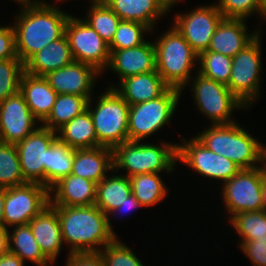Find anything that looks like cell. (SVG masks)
Instances as JSON below:
<instances>
[{"label":"cell","instance_id":"cell-1","mask_svg":"<svg viewBox=\"0 0 266 266\" xmlns=\"http://www.w3.org/2000/svg\"><path fill=\"white\" fill-rule=\"evenodd\" d=\"M14 15L16 52L25 64L34 54L65 34L71 13L45 0H20ZM58 5V6H57Z\"/></svg>","mask_w":266,"mask_h":266},{"label":"cell","instance_id":"cell-2","mask_svg":"<svg viewBox=\"0 0 266 266\" xmlns=\"http://www.w3.org/2000/svg\"><path fill=\"white\" fill-rule=\"evenodd\" d=\"M61 224L62 240L68 254L101 251L117 235L109 228L108 216L96 205L53 206Z\"/></svg>","mask_w":266,"mask_h":266},{"label":"cell","instance_id":"cell-3","mask_svg":"<svg viewBox=\"0 0 266 266\" xmlns=\"http://www.w3.org/2000/svg\"><path fill=\"white\" fill-rule=\"evenodd\" d=\"M207 127L194 136L210 151L227 157L241 169H253L264 164L266 144L247 132L238 121Z\"/></svg>","mask_w":266,"mask_h":266},{"label":"cell","instance_id":"cell-4","mask_svg":"<svg viewBox=\"0 0 266 266\" xmlns=\"http://www.w3.org/2000/svg\"><path fill=\"white\" fill-rule=\"evenodd\" d=\"M126 141L115 146L113 151V170L131 177L143 173L173 174L177 165V143L158 141ZM160 145V146H158Z\"/></svg>","mask_w":266,"mask_h":266},{"label":"cell","instance_id":"cell-5","mask_svg":"<svg viewBox=\"0 0 266 266\" xmlns=\"http://www.w3.org/2000/svg\"><path fill=\"white\" fill-rule=\"evenodd\" d=\"M159 35L153 41L157 73L170 88L178 89L183 94L195 74L194 68L198 72V54L173 25Z\"/></svg>","mask_w":266,"mask_h":266},{"label":"cell","instance_id":"cell-6","mask_svg":"<svg viewBox=\"0 0 266 266\" xmlns=\"http://www.w3.org/2000/svg\"><path fill=\"white\" fill-rule=\"evenodd\" d=\"M105 90L99 94L98 98L91 97L89 99L87 109L95 127L98 147L104 146L113 149L128 141L130 105L114 88L106 87ZM93 98H95L94 101Z\"/></svg>","mask_w":266,"mask_h":266},{"label":"cell","instance_id":"cell-7","mask_svg":"<svg viewBox=\"0 0 266 266\" xmlns=\"http://www.w3.org/2000/svg\"><path fill=\"white\" fill-rule=\"evenodd\" d=\"M186 86H191L188 88L193 93V105L197 107L199 114L209 120L210 125L235 123L237 120L232 117L235 110L249 109L227 85L206 78L198 72H195Z\"/></svg>","mask_w":266,"mask_h":266},{"label":"cell","instance_id":"cell-8","mask_svg":"<svg viewBox=\"0 0 266 266\" xmlns=\"http://www.w3.org/2000/svg\"><path fill=\"white\" fill-rule=\"evenodd\" d=\"M182 91L169 88L162 96L146 102L130 105L128 117V141H145L166 125H171L180 103Z\"/></svg>","mask_w":266,"mask_h":266},{"label":"cell","instance_id":"cell-9","mask_svg":"<svg viewBox=\"0 0 266 266\" xmlns=\"http://www.w3.org/2000/svg\"><path fill=\"white\" fill-rule=\"evenodd\" d=\"M260 33L248 46L232 58L230 91L249 109L258 103L264 78L262 76V49Z\"/></svg>","mask_w":266,"mask_h":266},{"label":"cell","instance_id":"cell-10","mask_svg":"<svg viewBox=\"0 0 266 266\" xmlns=\"http://www.w3.org/2000/svg\"><path fill=\"white\" fill-rule=\"evenodd\" d=\"M181 138V142L177 143V162L185 164L196 174L223 184L241 170L227 157L210 151L195 136Z\"/></svg>","mask_w":266,"mask_h":266},{"label":"cell","instance_id":"cell-11","mask_svg":"<svg viewBox=\"0 0 266 266\" xmlns=\"http://www.w3.org/2000/svg\"><path fill=\"white\" fill-rule=\"evenodd\" d=\"M266 173L263 164L253 169H241L235 176L221 184V199L228 220L237 213L261 211V177Z\"/></svg>","mask_w":266,"mask_h":266},{"label":"cell","instance_id":"cell-12","mask_svg":"<svg viewBox=\"0 0 266 266\" xmlns=\"http://www.w3.org/2000/svg\"><path fill=\"white\" fill-rule=\"evenodd\" d=\"M65 35L75 61L88 64L101 74L106 71L110 60L109 45L82 17L70 15Z\"/></svg>","mask_w":266,"mask_h":266},{"label":"cell","instance_id":"cell-13","mask_svg":"<svg viewBox=\"0 0 266 266\" xmlns=\"http://www.w3.org/2000/svg\"><path fill=\"white\" fill-rule=\"evenodd\" d=\"M49 204V189L40 183L26 182L6 188L3 210L5 228L29 224Z\"/></svg>","mask_w":266,"mask_h":266},{"label":"cell","instance_id":"cell-14","mask_svg":"<svg viewBox=\"0 0 266 266\" xmlns=\"http://www.w3.org/2000/svg\"><path fill=\"white\" fill-rule=\"evenodd\" d=\"M172 17L175 29L183 35L198 55L208 49L211 37L224 18L215 3L199 5L183 13L175 12Z\"/></svg>","mask_w":266,"mask_h":266},{"label":"cell","instance_id":"cell-15","mask_svg":"<svg viewBox=\"0 0 266 266\" xmlns=\"http://www.w3.org/2000/svg\"><path fill=\"white\" fill-rule=\"evenodd\" d=\"M57 139V132L42 125L28 137L15 144L21 171L27 182L45 186L47 148Z\"/></svg>","mask_w":266,"mask_h":266},{"label":"cell","instance_id":"cell-16","mask_svg":"<svg viewBox=\"0 0 266 266\" xmlns=\"http://www.w3.org/2000/svg\"><path fill=\"white\" fill-rule=\"evenodd\" d=\"M41 124L18 92L0 103V142L17 144Z\"/></svg>","mask_w":266,"mask_h":266},{"label":"cell","instance_id":"cell-17","mask_svg":"<svg viewBox=\"0 0 266 266\" xmlns=\"http://www.w3.org/2000/svg\"><path fill=\"white\" fill-rule=\"evenodd\" d=\"M99 76L102 74L94 67L74 61L58 70L48 72L44 78L57 94H75L89 100L94 96L95 82Z\"/></svg>","mask_w":266,"mask_h":266},{"label":"cell","instance_id":"cell-18","mask_svg":"<svg viewBox=\"0 0 266 266\" xmlns=\"http://www.w3.org/2000/svg\"><path fill=\"white\" fill-rule=\"evenodd\" d=\"M106 70L117 75V83H109L114 88L126 77L156 71V51L153 40L128 49L110 51V60Z\"/></svg>","mask_w":266,"mask_h":266},{"label":"cell","instance_id":"cell-19","mask_svg":"<svg viewBox=\"0 0 266 266\" xmlns=\"http://www.w3.org/2000/svg\"><path fill=\"white\" fill-rule=\"evenodd\" d=\"M246 21L245 19L223 18L211 37L206 51L221 53L233 58L260 33H263L261 26L250 32Z\"/></svg>","mask_w":266,"mask_h":266},{"label":"cell","instance_id":"cell-20","mask_svg":"<svg viewBox=\"0 0 266 266\" xmlns=\"http://www.w3.org/2000/svg\"><path fill=\"white\" fill-rule=\"evenodd\" d=\"M29 225L40 250L54 264L64 245L57 210L49 204Z\"/></svg>","mask_w":266,"mask_h":266},{"label":"cell","instance_id":"cell-21","mask_svg":"<svg viewBox=\"0 0 266 266\" xmlns=\"http://www.w3.org/2000/svg\"><path fill=\"white\" fill-rule=\"evenodd\" d=\"M97 183L69 174L49 189L52 206H92L96 202Z\"/></svg>","mask_w":266,"mask_h":266},{"label":"cell","instance_id":"cell-22","mask_svg":"<svg viewBox=\"0 0 266 266\" xmlns=\"http://www.w3.org/2000/svg\"><path fill=\"white\" fill-rule=\"evenodd\" d=\"M105 3L121 20L142 23L152 33L157 31V20L165 18L170 9L162 0H106Z\"/></svg>","mask_w":266,"mask_h":266},{"label":"cell","instance_id":"cell-23","mask_svg":"<svg viewBox=\"0 0 266 266\" xmlns=\"http://www.w3.org/2000/svg\"><path fill=\"white\" fill-rule=\"evenodd\" d=\"M170 87L156 71L138 74L122 79L114 87L129 104L135 105L162 96Z\"/></svg>","mask_w":266,"mask_h":266},{"label":"cell","instance_id":"cell-24","mask_svg":"<svg viewBox=\"0 0 266 266\" xmlns=\"http://www.w3.org/2000/svg\"><path fill=\"white\" fill-rule=\"evenodd\" d=\"M110 171H113L111 148L100 146L92 149H75L71 174L98 184Z\"/></svg>","mask_w":266,"mask_h":266},{"label":"cell","instance_id":"cell-25","mask_svg":"<svg viewBox=\"0 0 266 266\" xmlns=\"http://www.w3.org/2000/svg\"><path fill=\"white\" fill-rule=\"evenodd\" d=\"M19 92L40 123L49 116L58 96L44 76H33L26 72L21 76Z\"/></svg>","mask_w":266,"mask_h":266},{"label":"cell","instance_id":"cell-26","mask_svg":"<svg viewBox=\"0 0 266 266\" xmlns=\"http://www.w3.org/2000/svg\"><path fill=\"white\" fill-rule=\"evenodd\" d=\"M67 36L51 42L34 54L25 64V72L33 76H45L74 62Z\"/></svg>","mask_w":266,"mask_h":266},{"label":"cell","instance_id":"cell-27","mask_svg":"<svg viewBox=\"0 0 266 266\" xmlns=\"http://www.w3.org/2000/svg\"><path fill=\"white\" fill-rule=\"evenodd\" d=\"M131 193L132 189L129 177L122 174L118 175L113 170L111 171V175L108 174L97 184L95 205L109 216L114 209L127 201Z\"/></svg>","mask_w":266,"mask_h":266},{"label":"cell","instance_id":"cell-28","mask_svg":"<svg viewBox=\"0 0 266 266\" xmlns=\"http://www.w3.org/2000/svg\"><path fill=\"white\" fill-rule=\"evenodd\" d=\"M57 138L73 149L98 147L95 127L89 110L74 117L57 131Z\"/></svg>","mask_w":266,"mask_h":266},{"label":"cell","instance_id":"cell-29","mask_svg":"<svg viewBox=\"0 0 266 266\" xmlns=\"http://www.w3.org/2000/svg\"><path fill=\"white\" fill-rule=\"evenodd\" d=\"M13 228V229H12ZM9 252L36 266H51L53 263L42 253L29 224L9 228Z\"/></svg>","mask_w":266,"mask_h":266},{"label":"cell","instance_id":"cell-30","mask_svg":"<svg viewBox=\"0 0 266 266\" xmlns=\"http://www.w3.org/2000/svg\"><path fill=\"white\" fill-rule=\"evenodd\" d=\"M88 101L86 97L75 94H58L49 116L40 125L57 132L87 110Z\"/></svg>","mask_w":266,"mask_h":266},{"label":"cell","instance_id":"cell-31","mask_svg":"<svg viewBox=\"0 0 266 266\" xmlns=\"http://www.w3.org/2000/svg\"><path fill=\"white\" fill-rule=\"evenodd\" d=\"M160 174L143 173L129 177L132 193L145 208L161 203L169 193Z\"/></svg>","mask_w":266,"mask_h":266},{"label":"cell","instance_id":"cell-32","mask_svg":"<svg viewBox=\"0 0 266 266\" xmlns=\"http://www.w3.org/2000/svg\"><path fill=\"white\" fill-rule=\"evenodd\" d=\"M75 149L62 143L58 138L47 148L45 186L50 189L61 178L72 171Z\"/></svg>","mask_w":266,"mask_h":266},{"label":"cell","instance_id":"cell-33","mask_svg":"<svg viewBox=\"0 0 266 266\" xmlns=\"http://www.w3.org/2000/svg\"><path fill=\"white\" fill-rule=\"evenodd\" d=\"M227 222L239 236V244L252 240L266 241V210L237 213Z\"/></svg>","mask_w":266,"mask_h":266},{"label":"cell","instance_id":"cell-34","mask_svg":"<svg viewBox=\"0 0 266 266\" xmlns=\"http://www.w3.org/2000/svg\"><path fill=\"white\" fill-rule=\"evenodd\" d=\"M86 15L82 18L109 45L121 21L105 2L91 0Z\"/></svg>","mask_w":266,"mask_h":266},{"label":"cell","instance_id":"cell-35","mask_svg":"<svg viewBox=\"0 0 266 266\" xmlns=\"http://www.w3.org/2000/svg\"><path fill=\"white\" fill-rule=\"evenodd\" d=\"M26 182L15 144L0 142V187L11 188Z\"/></svg>","mask_w":266,"mask_h":266},{"label":"cell","instance_id":"cell-36","mask_svg":"<svg viewBox=\"0 0 266 266\" xmlns=\"http://www.w3.org/2000/svg\"><path fill=\"white\" fill-rule=\"evenodd\" d=\"M232 57L217 52L203 51L198 55V73L227 85L230 79Z\"/></svg>","mask_w":266,"mask_h":266},{"label":"cell","instance_id":"cell-37","mask_svg":"<svg viewBox=\"0 0 266 266\" xmlns=\"http://www.w3.org/2000/svg\"><path fill=\"white\" fill-rule=\"evenodd\" d=\"M152 36V30L139 22L121 20L115 32L109 50H121L137 47L146 42V35Z\"/></svg>","mask_w":266,"mask_h":266},{"label":"cell","instance_id":"cell-38","mask_svg":"<svg viewBox=\"0 0 266 266\" xmlns=\"http://www.w3.org/2000/svg\"><path fill=\"white\" fill-rule=\"evenodd\" d=\"M24 72V63L19 58L0 60V103L19 92Z\"/></svg>","mask_w":266,"mask_h":266},{"label":"cell","instance_id":"cell-39","mask_svg":"<svg viewBox=\"0 0 266 266\" xmlns=\"http://www.w3.org/2000/svg\"><path fill=\"white\" fill-rule=\"evenodd\" d=\"M215 5L224 18L248 20L259 15L262 21L263 0H218Z\"/></svg>","mask_w":266,"mask_h":266},{"label":"cell","instance_id":"cell-40","mask_svg":"<svg viewBox=\"0 0 266 266\" xmlns=\"http://www.w3.org/2000/svg\"><path fill=\"white\" fill-rule=\"evenodd\" d=\"M133 250L116 237L99 251V254L105 266H145Z\"/></svg>","mask_w":266,"mask_h":266},{"label":"cell","instance_id":"cell-41","mask_svg":"<svg viewBox=\"0 0 266 266\" xmlns=\"http://www.w3.org/2000/svg\"><path fill=\"white\" fill-rule=\"evenodd\" d=\"M239 249L249 259L252 266H266V241L241 242Z\"/></svg>","mask_w":266,"mask_h":266},{"label":"cell","instance_id":"cell-42","mask_svg":"<svg viewBox=\"0 0 266 266\" xmlns=\"http://www.w3.org/2000/svg\"><path fill=\"white\" fill-rule=\"evenodd\" d=\"M18 58L16 52L15 31L10 25L0 26V60Z\"/></svg>","mask_w":266,"mask_h":266},{"label":"cell","instance_id":"cell-43","mask_svg":"<svg viewBox=\"0 0 266 266\" xmlns=\"http://www.w3.org/2000/svg\"><path fill=\"white\" fill-rule=\"evenodd\" d=\"M65 266H105L99 252L69 254Z\"/></svg>","mask_w":266,"mask_h":266},{"label":"cell","instance_id":"cell-44","mask_svg":"<svg viewBox=\"0 0 266 266\" xmlns=\"http://www.w3.org/2000/svg\"><path fill=\"white\" fill-rule=\"evenodd\" d=\"M139 208H145V207L136 199L135 195L133 193H131V195L127 198L126 202H124L121 206H119L116 209H114L109 214V216H108V224H109L110 230L116 235V233H115V231H114V229L112 227L113 225H112V221H111V219H112L111 216H113V217L114 216L121 217V216H123L121 213L126 214L128 212H131L133 210H137Z\"/></svg>","mask_w":266,"mask_h":266},{"label":"cell","instance_id":"cell-45","mask_svg":"<svg viewBox=\"0 0 266 266\" xmlns=\"http://www.w3.org/2000/svg\"><path fill=\"white\" fill-rule=\"evenodd\" d=\"M24 264L17 255L11 252L0 257V266H25Z\"/></svg>","mask_w":266,"mask_h":266},{"label":"cell","instance_id":"cell-46","mask_svg":"<svg viewBox=\"0 0 266 266\" xmlns=\"http://www.w3.org/2000/svg\"><path fill=\"white\" fill-rule=\"evenodd\" d=\"M8 228H0V257L9 252Z\"/></svg>","mask_w":266,"mask_h":266},{"label":"cell","instance_id":"cell-47","mask_svg":"<svg viewBox=\"0 0 266 266\" xmlns=\"http://www.w3.org/2000/svg\"><path fill=\"white\" fill-rule=\"evenodd\" d=\"M6 198V188L0 187V228H5L4 222V202Z\"/></svg>","mask_w":266,"mask_h":266},{"label":"cell","instance_id":"cell-48","mask_svg":"<svg viewBox=\"0 0 266 266\" xmlns=\"http://www.w3.org/2000/svg\"><path fill=\"white\" fill-rule=\"evenodd\" d=\"M261 200L263 203V210H266V173L261 177Z\"/></svg>","mask_w":266,"mask_h":266},{"label":"cell","instance_id":"cell-49","mask_svg":"<svg viewBox=\"0 0 266 266\" xmlns=\"http://www.w3.org/2000/svg\"><path fill=\"white\" fill-rule=\"evenodd\" d=\"M170 9L169 12L173 10V6L177 5V3H181V0H162Z\"/></svg>","mask_w":266,"mask_h":266},{"label":"cell","instance_id":"cell-50","mask_svg":"<svg viewBox=\"0 0 266 266\" xmlns=\"http://www.w3.org/2000/svg\"><path fill=\"white\" fill-rule=\"evenodd\" d=\"M262 20L266 21V0H263Z\"/></svg>","mask_w":266,"mask_h":266},{"label":"cell","instance_id":"cell-51","mask_svg":"<svg viewBox=\"0 0 266 266\" xmlns=\"http://www.w3.org/2000/svg\"><path fill=\"white\" fill-rule=\"evenodd\" d=\"M264 165L266 167V147H265V151H264Z\"/></svg>","mask_w":266,"mask_h":266},{"label":"cell","instance_id":"cell-52","mask_svg":"<svg viewBox=\"0 0 266 266\" xmlns=\"http://www.w3.org/2000/svg\"><path fill=\"white\" fill-rule=\"evenodd\" d=\"M61 1H62V2H61ZM63 1L66 2L67 0H54V2H56V3H57V2H60V4L63 3ZM89 1H91V0H89ZM93 1H95V0H93Z\"/></svg>","mask_w":266,"mask_h":266},{"label":"cell","instance_id":"cell-53","mask_svg":"<svg viewBox=\"0 0 266 266\" xmlns=\"http://www.w3.org/2000/svg\"><path fill=\"white\" fill-rule=\"evenodd\" d=\"M96 2H105L106 0H95Z\"/></svg>","mask_w":266,"mask_h":266}]
</instances>
